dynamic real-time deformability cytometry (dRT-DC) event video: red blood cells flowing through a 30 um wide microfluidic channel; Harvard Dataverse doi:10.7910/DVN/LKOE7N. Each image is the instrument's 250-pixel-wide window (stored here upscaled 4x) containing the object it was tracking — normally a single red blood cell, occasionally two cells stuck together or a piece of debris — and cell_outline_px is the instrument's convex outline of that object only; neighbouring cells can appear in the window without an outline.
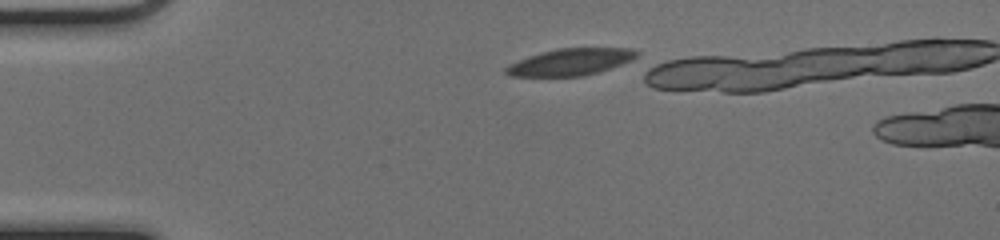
{"species": "common noctule bat (a hibernating species)", "species_latin": "Nyctalus noctula", "temperature_condition": "cold", "stored_images_in_passage": 5, "camera_frame_rate_fps": 3000, "um_per_image_px": 0.085, "animal": {"sex": "female", "body_mass_g": 17.0, "forearm_length_mm": 48.0}, "frame": {"image": 1, "passage_image": 1, "time_ms": 0.0, "image_size_px": [1000, 240], "cell_outline_px": [[640, 60], [596, 72], [580, 76], [512, 76], [504, 72], [504, 68], [508, 64], [528, 56], [560, 48], [632, 48], [640, 52]], "centroid_in_image_um": [48.6, 5.26], "position_along_channel_um": 36.4, "area_um2": 20.69}}